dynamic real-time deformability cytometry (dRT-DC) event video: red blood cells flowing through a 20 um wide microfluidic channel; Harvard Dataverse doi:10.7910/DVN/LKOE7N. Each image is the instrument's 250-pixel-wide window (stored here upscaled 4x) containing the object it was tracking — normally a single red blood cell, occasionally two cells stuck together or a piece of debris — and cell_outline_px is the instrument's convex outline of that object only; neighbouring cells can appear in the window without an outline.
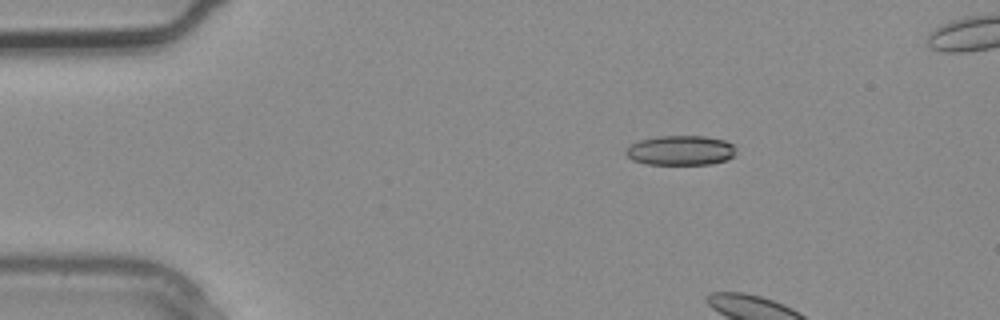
{"species": "common noctule bat (a hibernating species)", "species_latin": "Nyctalus noctula", "temperature_condition": "warm", "stored_images_in_passage": 3, "camera_frame_rate_fps": 3000, "um_per_image_px": 0.085, "animal": {"sex": "male", "body_mass_g": 20.4}, "frame": {"image": 1, "passage_image": 1, "time_ms": 0.0, "image_size_px": [1000, 320], "cell_outline_px": [[736, 156], [728, 160], [708, 164], [648, 164], [632, 160], [624, 152], [624, 148], [640, 140], [656, 136], [704, 136], [724, 140], [732, 144], [736, 148]], "centroid_in_image_um": [57.86, 12.78], "position_along_channel_um": 27.1, "area_um2": 19.25}}